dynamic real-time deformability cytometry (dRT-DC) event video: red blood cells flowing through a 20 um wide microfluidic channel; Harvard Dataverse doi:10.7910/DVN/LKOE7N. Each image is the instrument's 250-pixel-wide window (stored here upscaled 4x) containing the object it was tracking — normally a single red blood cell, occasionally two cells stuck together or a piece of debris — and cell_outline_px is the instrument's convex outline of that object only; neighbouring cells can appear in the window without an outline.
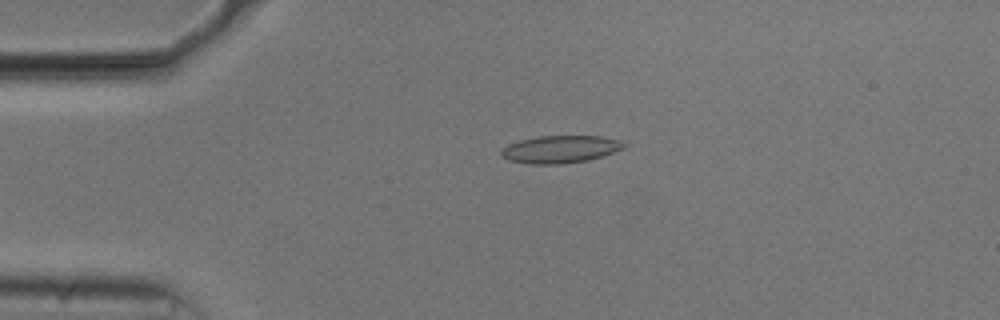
{"species": "common noctule bat (a hibernating species)", "species_latin": "Nyctalus noctula", "temperature_condition": "cold", "stored_images_in_passage": 54, "camera_frame_rate_fps": 3000, "um_per_image_px": 0.085, "animal": {"sex": "male", "body_mass_g": 20.5, "forearm_length_mm": 52.5}, "frame": {"image": 1, "passage_image": 12, "time_ms": 3.667, "image_size_px": [1000, 320], "cell_outline_px": [[628, 144], [624, 148], [588, 160], [560, 164], [528, 164], [508, 160], [500, 156], [500, 152], [508, 144], [520, 140], [540, 136], [600, 136], [620, 140]], "centroid_in_image_um": [47.6, 12.69], "position_along_channel_um": 37.4, "area_um2": 19.59}}
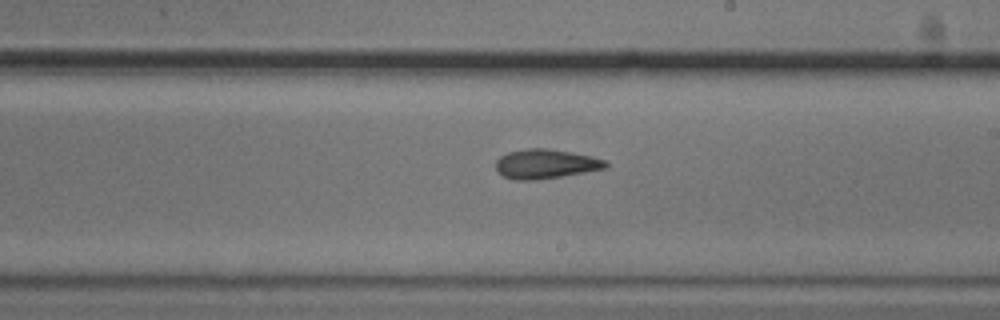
{"frame": {"image": 2, "passage_image": 31, "time_ms": 10.0, "image_size_px": [1000, 320], "cell_outline_px": [[608, 168], [536, 180], [512, 180], [504, 176], [496, 168], [496, 160], [500, 156], [508, 152], [524, 148], [544, 148], [572, 152], [592, 156], [608, 160]], "centroid_in_image_um": [46.4, 13.92], "position_along_channel_um": 242.6, "area_um2": 18.9}}
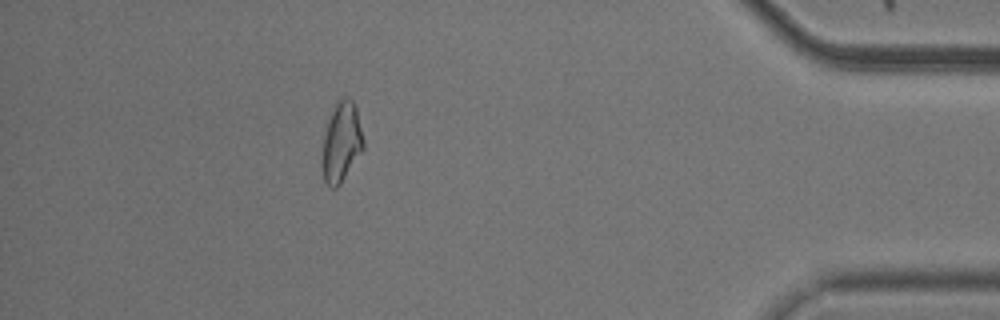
{"frame": {"image": 3, "passage_image": 48, "time_ms": 15.667, "image_size_px": [1000, 320], "cell_outline_px": [[364, 148], [340, 184], [336, 188], [332, 188], [324, 180], [320, 164], [324, 132], [328, 120], [336, 100], [344, 96], [348, 96], [352, 100], [356, 108], [364, 140]], "centroid_in_image_um": [28.99, 12.06], "position_along_channel_um": 406.2, "area_um2": 19.48}, "authors_computed_cell_mechanics": {"area_um2": 19.1607, "velocity_mm_per_s": 3.7373, "shape_relaxation_time_tau1_ms": 3.9385, "shape_relaxation_time_tau2_ms": 3.3068, "deformation_change_tau1": 0.1176, "deformation_change_tau2": 0.128}}